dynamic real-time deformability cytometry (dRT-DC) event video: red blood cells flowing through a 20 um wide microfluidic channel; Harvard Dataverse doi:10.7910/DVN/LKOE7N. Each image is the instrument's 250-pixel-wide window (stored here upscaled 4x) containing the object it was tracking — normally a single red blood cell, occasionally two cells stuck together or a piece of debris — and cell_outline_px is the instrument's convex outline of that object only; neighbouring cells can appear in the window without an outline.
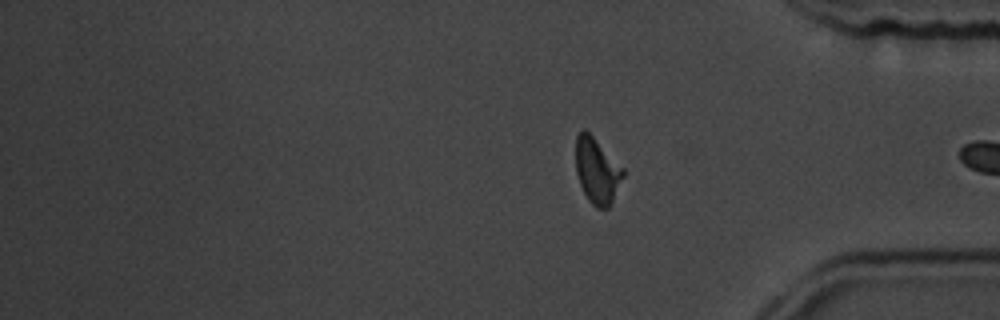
{"species": "common noctule bat (a hibernating species)", "species_latin": "Nyctalus noctula", "temperature_condition": "room temperature", "stored_images_in_passage": 13, "segment_of_instrument_passage": [2, 2], "camera_frame_rate_fps": 3000, "um_per_image_px": 0.085, "animal": {"sex": "male", "body_mass_g": 19.5, "forearm_length_mm": 54.6}, "frame": {"image": 1, "passage_image": 13, "time_ms": 13.667, "image_size_px": [1000, 320], "cell_outline_px": [[624, 176], [608, 208], [596, 208], [588, 200], [580, 184], [576, 172], [576, 136], [584, 128], [624, 168]], "centroid_in_image_um": [50.74, 14.52], "position_along_channel_um": 384.5, "area_um2": 17.86}}